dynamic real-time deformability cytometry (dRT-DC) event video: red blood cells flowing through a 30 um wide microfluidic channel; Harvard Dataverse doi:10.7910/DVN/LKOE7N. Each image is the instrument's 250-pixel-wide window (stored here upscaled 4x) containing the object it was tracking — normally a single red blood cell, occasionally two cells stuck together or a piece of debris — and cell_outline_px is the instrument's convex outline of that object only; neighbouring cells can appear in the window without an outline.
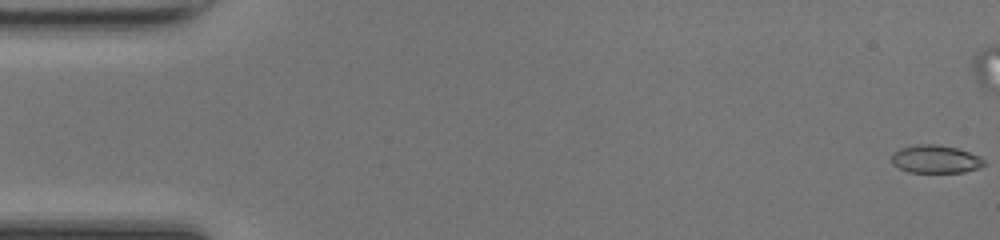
{"species": "common noctule bat (a hibernating species)", "species_latin": "Nyctalus noctula", "temperature_condition": "room temperature", "stored_images_in_passage": 44, "camera_frame_rate_fps": 3000, "um_per_image_px": 0.085, "animal": {"sex": "female", "body_mass_g": 17.0, "forearm_length_mm": 48.0}, "frame": {"image": 1, "passage_image": 1, "time_ms": 0.0, "image_size_px": [1000, 240], "cell_outline_px": [[984, 164], [980, 168], [964, 172], [908, 172], [892, 164], [892, 152], [900, 148], [916, 144], [936, 144], [956, 148], [980, 156], [984, 160]], "centroid_in_image_um": [79.5, 13.52], "position_along_channel_um": 5.5, "area_um2": 15.09}}
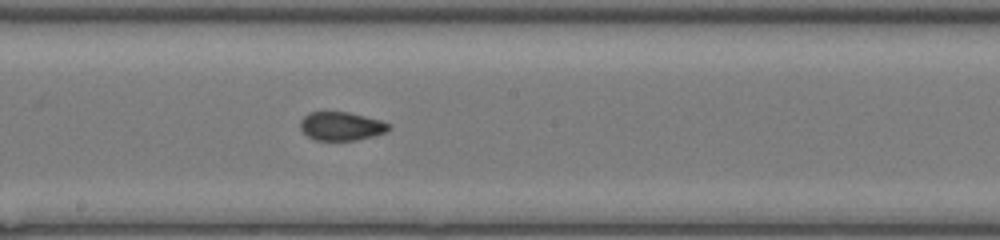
{"frame": {"image": 2, "passage_image": 27, "time_ms": 8.667, "image_size_px": [1000, 240], "cell_outline_px": [[392, 128], [384, 132], [372, 136], [356, 140], [316, 140], [308, 136], [300, 128], [300, 120], [308, 112], [348, 112], [380, 120], [392, 124]], "centroid_in_image_um": [29.01, 10.72], "position_along_channel_um": 219.2, "area_um2": 14.68}}
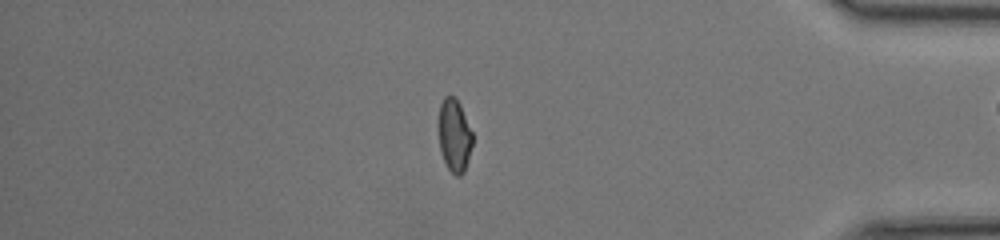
{"frame": {"image": 3, "passage_image": 42, "time_ms": 13.667, "image_size_px": [1000, 240], "cell_outline_px": [[472, 144], [468, 160], [464, 172], [460, 176], [456, 176], [448, 168], [444, 160], [440, 148], [440, 104], [444, 96], [452, 96], [460, 104], [472, 132]], "centroid_in_image_um": [38.64, 11.53], "position_along_channel_um": 396.6, "area_um2": 13.99}}